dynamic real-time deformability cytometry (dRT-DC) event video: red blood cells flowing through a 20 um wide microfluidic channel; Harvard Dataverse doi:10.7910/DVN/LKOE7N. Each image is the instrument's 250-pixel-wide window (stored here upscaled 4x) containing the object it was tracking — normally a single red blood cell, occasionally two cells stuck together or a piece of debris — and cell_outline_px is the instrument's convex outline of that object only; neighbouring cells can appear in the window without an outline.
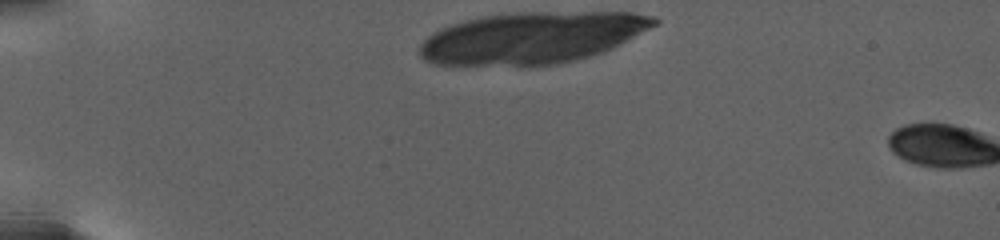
{"species": "human", "species_latin": "Homo sapiens", "temperature_condition": "warm", "stored_images_in_passage": 3, "camera_frame_rate_fps": 3000, "um_per_image_px": 0.085, "donor": {"sex": "female"}, "frame": {"image": 1, "passage_image": 1, "time_ms": 0.0, "image_size_px": [1000, 240], "cell_outline_px": [[660, 20], [656, 24], [612, 48], [588, 56], [556, 64], [436, 64], [424, 60], [420, 56], [420, 44], [432, 32], [440, 28], [464, 20], [484, 16], [516, 12], [632, 12], [652, 16]], "centroid_in_image_um": [45.2, 3.18], "position_along_channel_um": 39.8, "area_um2": 69.36}}